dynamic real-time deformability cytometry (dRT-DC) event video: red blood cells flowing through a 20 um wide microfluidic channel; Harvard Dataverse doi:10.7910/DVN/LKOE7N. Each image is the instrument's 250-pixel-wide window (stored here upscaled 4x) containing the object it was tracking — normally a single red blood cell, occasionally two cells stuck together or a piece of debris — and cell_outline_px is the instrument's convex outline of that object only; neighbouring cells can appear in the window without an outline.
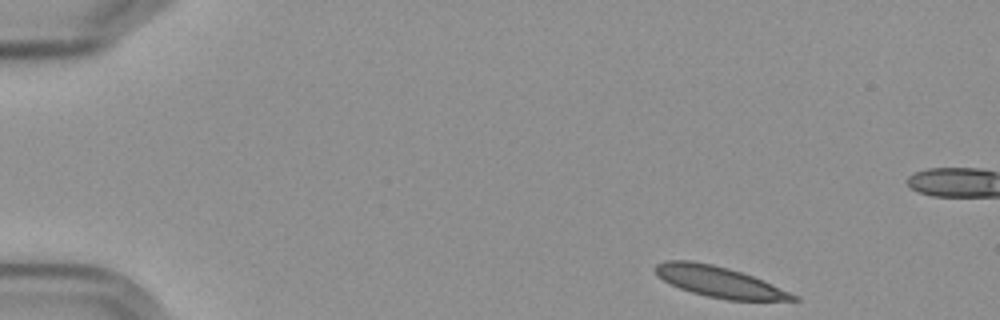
{"species": "Egyptian fruit bat (a non-hibernating species)", "species_latin": "Rousettus aegyptiacus", "temperature_condition": "cold", "stored_images_in_passage": 52, "segment_of_instrument_passage": [1, 2], "camera_frame_rate_fps": 3000, "um_per_image_px": 0.085, "frame": {"image": 1, "passage_image": 1, "time_ms": 0.0, "image_size_px": [1000, 320], "cell_outline_px": [[800, 300], [728, 300], [708, 296], [692, 292], [680, 288], [656, 276], [652, 268], [656, 264], [664, 260], [692, 260], [712, 264], [728, 268], [752, 276], [772, 284], [800, 296]], "centroid_in_image_um": [61.1, 23.94], "position_along_channel_um": 23.9, "area_um2": 24.68}}
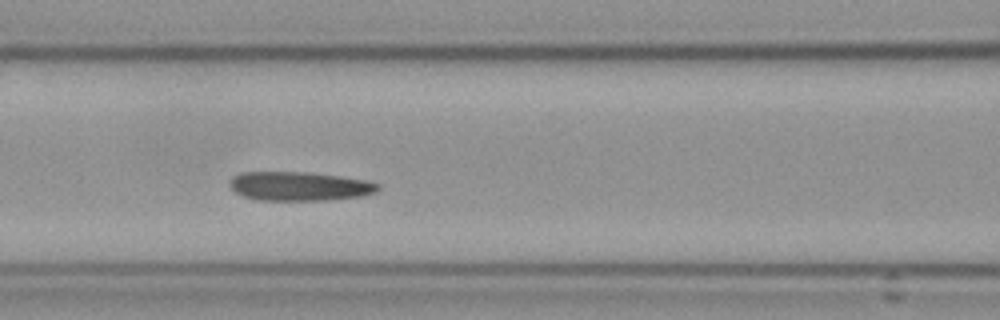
{"frame": {"image": 2, "passage_image": 19, "time_ms": 6.0, "image_size_px": [1000, 320], "cell_outline_px": [[380, 188], [376, 192], [360, 196], [324, 200], [256, 200], [244, 196], [236, 192], [228, 184], [228, 180], [232, 176], [240, 172], [308, 172], [340, 176], [368, 180], [380, 184]], "centroid_in_image_um": [25.43, 15.82], "position_along_channel_um": 141.2, "area_um2": 25.2}}
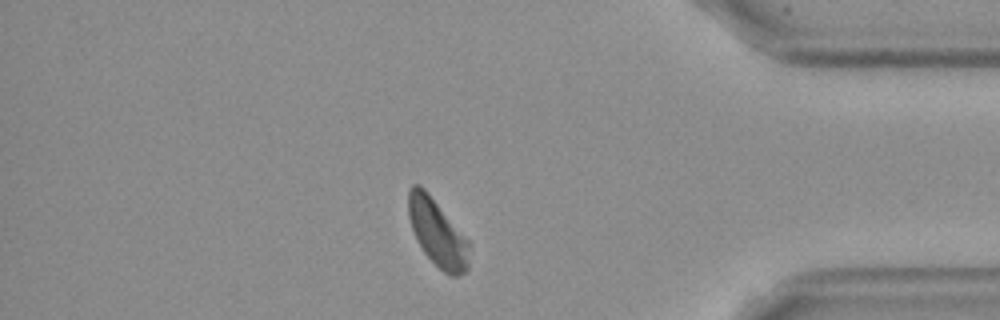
{"frame": {"image": 3, "passage_image": 43, "time_ms": 14.0, "image_size_px": [1000, 320], "cell_outline_px": [[472, 244], [468, 268], [460, 276], [448, 276], [424, 252], [416, 240], [408, 216], [408, 188], [412, 184], [420, 184], [424, 188]], "centroid_in_image_um": [37.2, 19.8], "position_along_channel_um": 398.0, "area_um2": 23.93}}